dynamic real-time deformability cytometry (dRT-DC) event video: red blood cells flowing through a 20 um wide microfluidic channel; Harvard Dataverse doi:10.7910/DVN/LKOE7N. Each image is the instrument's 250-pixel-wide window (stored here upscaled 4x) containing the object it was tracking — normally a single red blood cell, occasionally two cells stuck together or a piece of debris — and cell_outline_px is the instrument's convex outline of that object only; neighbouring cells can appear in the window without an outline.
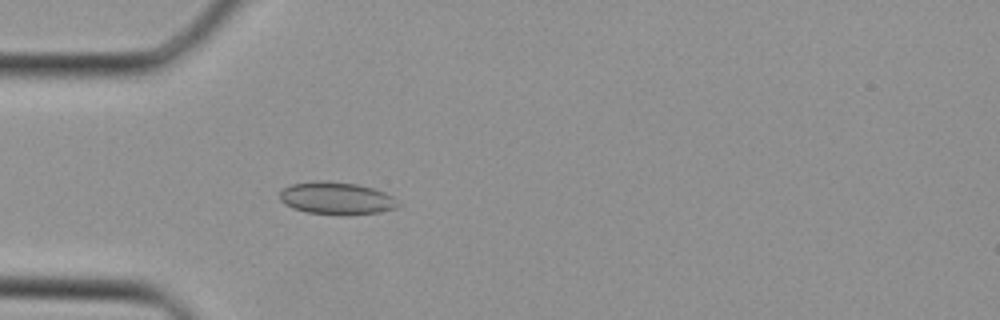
{"species": "Egyptian fruit bat (a non-hibernating species)", "species_latin": "Rousettus aegyptiacus", "temperature_condition": "cold", "stored_images_in_passage": 27, "camera_frame_rate_fps": 3000, "um_per_image_px": 0.085, "animal": {"sex": "female"}, "frame": {"image": 1, "passage_image": 1, "time_ms": 0.0, "image_size_px": [1000, 320], "cell_outline_px": [[396, 208], [380, 212], [308, 212], [292, 208], [284, 204], [280, 200], [280, 192], [284, 188], [292, 184], [320, 180], [356, 184], [372, 188], [384, 192], [392, 196], [396, 204]], "centroid_in_image_um": [28.53, 16.8], "position_along_channel_um": 56.5, "area_um2": 21.21}}
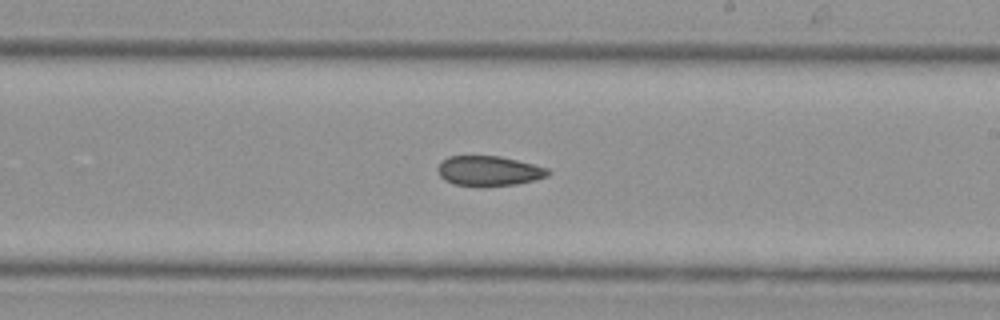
{"frame": {"image": 2, "passage_image": 12, "time_ms": 3.667, "image_size_px": [1000, 320], "cell_outline_px": [[552, 172], [548, 176], [516, 184], [452, 184], [444, 180], [440, 176], [436, 168], [448, 156], [500, 156], [548, 168]], "centroid_in_image_um": [41.55, 14.49], "position_along_channel_um": 247.4, "area_um2": 18.61}}
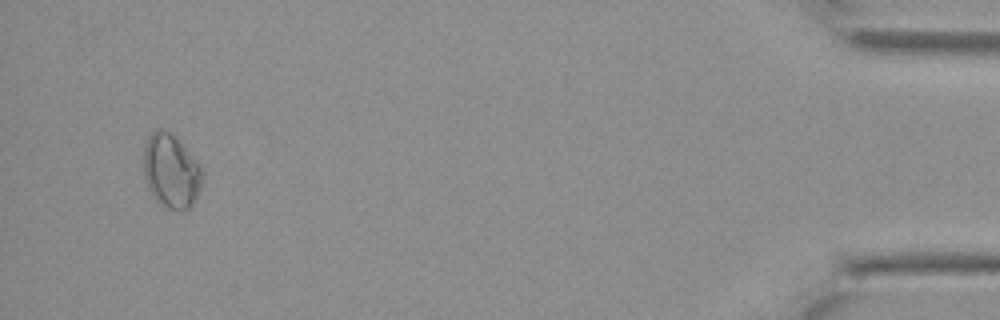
{"frame": {"image": 3, "passage_image": 26, "time_ms": 8.333, "image_size_px": [1000, 320], "cell_outline_px": [[204, 172], [200, 188], [192, 204], [188, 208], [168, 208], [160, 204], [152, 196], [148, 188], [144, 176], [144, 148], [148, 136], [156, 128], [160, 128], [168, 132], [200, 164]], "centroid_in_image_um": [14.52, 14.54], "position_along_channel_um": 420.7, "area_um2": 24.8}}